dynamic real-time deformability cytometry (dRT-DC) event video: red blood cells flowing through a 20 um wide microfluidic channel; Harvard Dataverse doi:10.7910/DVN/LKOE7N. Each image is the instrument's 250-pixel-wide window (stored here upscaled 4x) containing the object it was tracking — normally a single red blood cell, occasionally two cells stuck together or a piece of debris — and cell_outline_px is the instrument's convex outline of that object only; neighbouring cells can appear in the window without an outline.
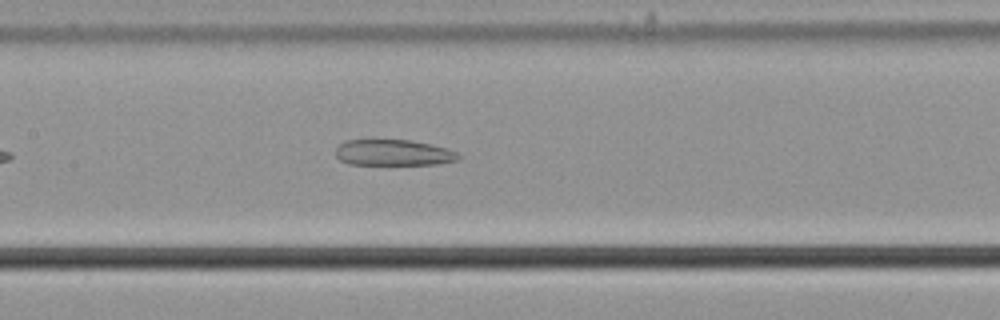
{"species": "common noctule bat (a hibernating species)", "species_latin": "Nyctalus noctula", "temperature_condition": "cold", "stored_images_in_passage": 38, "camera_frame_rate_fps": 3000, "um_per_image_px": 0.085, "animal": {"sex": "male", "body_mass_g": 21.5, "forearm_length_mm": 52.0}, "frame": {"image": 1, "passage_image": 9, "time_ms": 2.667, "image_size_px": [1000, 320], "cell_outline_px": [[460, 156], [456, 160], [436, 164], [348, 164], [340, 160], [336, 156], [336, 148], [340, 144], [348, 140], [408, 140], [432, 144], [448, 148], [456, 152]], "centroid_in_image_um": [33.43, 12.97], "position_along_channel_um": 174.0, "area_um2": 18.44}}
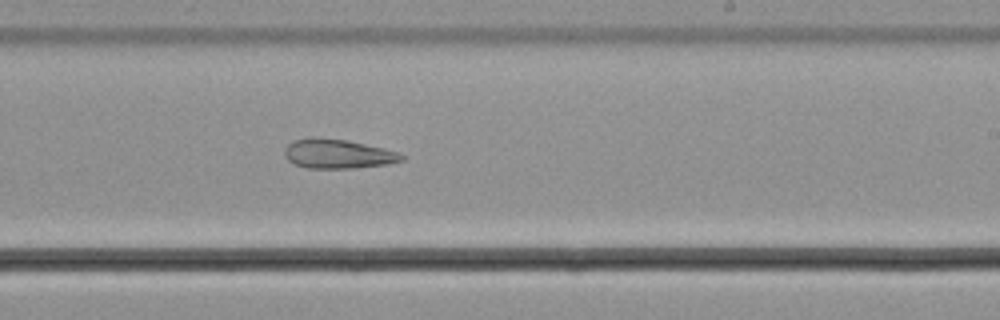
{"frame": {"image": 2, "passage_image": 16, "time_ms": 5.0, "image_size_px": [1000, 320], "cell_outline_px": [[404, 160], [388, 164], [356, 168], [308, 168], [296, 164], [288, 160], [284, 156], [284, 148], [292, 140], [312, 136], [348, 140], [384, 148], [396, 152], [404, 156]], "centroid_in_image_um": [28.68, 13.06], "position_along_channel_um": 260.3, "area_um2": 20.17}}
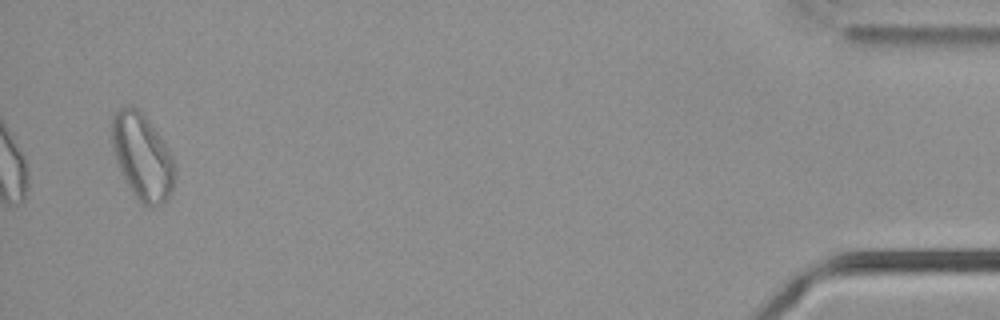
{"frame": {"image": 3, "passage_image": 36, "time_ms": 11.667, "image_size_px": [1000, 320], "cell_outline_px": [[176, 180], [168, 196], [160, 204], [140, 204], [128, 188], [120, 172], [112, 148], [112, 112], [120, 108], [140, 108], [168, 148], [172, 156], [176, 176]], "centroid_in_image_um": [12.07, 13.31], "position_along_channel_um": 423.1, "area_um2": 31.5}}